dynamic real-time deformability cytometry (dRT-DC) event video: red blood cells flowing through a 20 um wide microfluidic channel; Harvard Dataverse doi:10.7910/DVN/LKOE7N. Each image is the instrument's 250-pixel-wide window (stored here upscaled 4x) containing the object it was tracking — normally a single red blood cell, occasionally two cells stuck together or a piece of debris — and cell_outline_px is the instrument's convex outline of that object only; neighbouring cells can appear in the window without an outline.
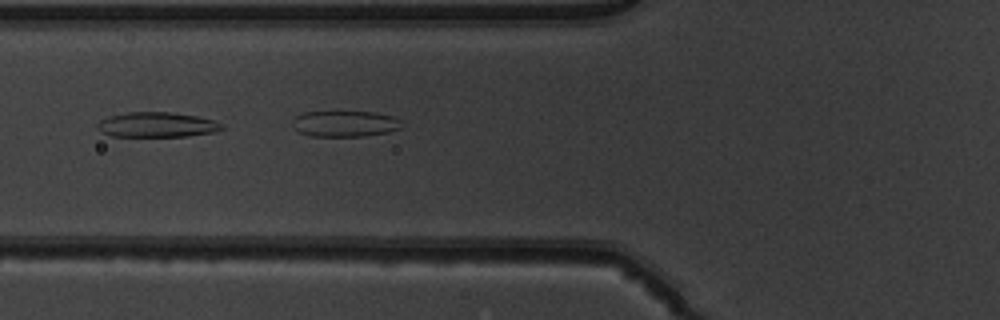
{"species": "common noctule bat (a hibernating species)", "species_latin": "Nyctalus noctula", "temperature_condition": "warm", "stored_images_in_passage": 20, "camera_frame_rate_fps": 3000, "um_per_image_px": 0.085, "animal": {"sex": "male", "body_mass_g": 19.5, "forearm_length_mm": 54.6}, "frame": {"image": 1, "passage_image": 20, "time_ms": 6.333, "image_size_px": [1000, 320], "cell_outline_px": [[404, 128], [388, 132], [364, 136], [312, 136], [300, 132], [292, 128], [292, 120], [296, 116], [304, 112], [376, 112], [392, 116], [400, 120]], "centroid_in_image_um": [29.33, 10.52], "position_along_channel_um": 96.5, "area_um2": 16.65}}